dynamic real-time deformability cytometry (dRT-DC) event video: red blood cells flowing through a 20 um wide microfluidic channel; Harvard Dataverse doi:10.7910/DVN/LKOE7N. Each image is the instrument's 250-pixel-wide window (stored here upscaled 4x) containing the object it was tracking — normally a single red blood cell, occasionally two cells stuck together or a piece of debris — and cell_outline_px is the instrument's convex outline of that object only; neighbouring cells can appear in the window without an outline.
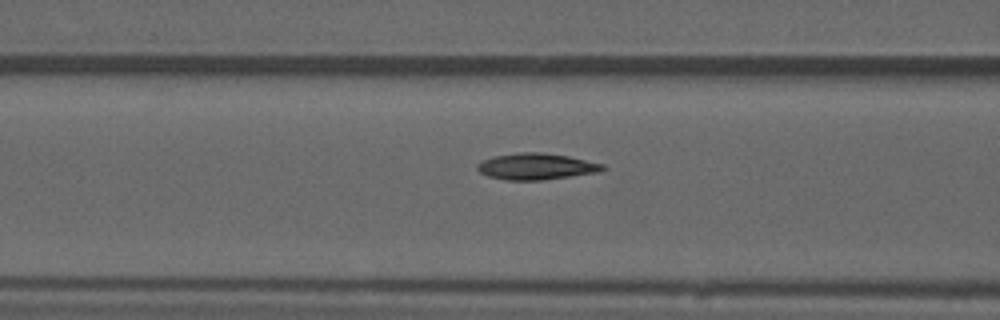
{"species": "common noctule bat (a hibernating species)", "species_latin": "Nyctalus noctula", "temperature_condition": "warm", "stored_images_in_passage": 44, "camera_frame_rate_fps": 3000, "um_per_image_px": 0.085, "animal": {"sex": "male", "forearm_length_mm": 52.5}, "frame": {"image": 1, "passage_image": 19, "time_ms": 6.0, "image_size_px": [1000, 320], "cell_outline_px": [[608, 168], [600, 172], [544, 180], [508, 180], [488, 176], [480, 172], [476, 168], [476, 164], [492, 156], [516, 152], [540, 152], [568, 156], [604, 164]], "centroid_in_image_um": [45.6, 14.14], "position_along_channel_um": 121.0, "area_um2": 19.42}, "authors_computed_cell_mechanics": {"area_um2": 18.9584, "velocity_mm_per_s": 3.8581, "shape_relaxation_time_tau1_ms": null, "shape_relaxation_time_tau2_ms": 2.9655, "deformation_change_tau1": null, "deformation_change_tau2": 0.0845}}